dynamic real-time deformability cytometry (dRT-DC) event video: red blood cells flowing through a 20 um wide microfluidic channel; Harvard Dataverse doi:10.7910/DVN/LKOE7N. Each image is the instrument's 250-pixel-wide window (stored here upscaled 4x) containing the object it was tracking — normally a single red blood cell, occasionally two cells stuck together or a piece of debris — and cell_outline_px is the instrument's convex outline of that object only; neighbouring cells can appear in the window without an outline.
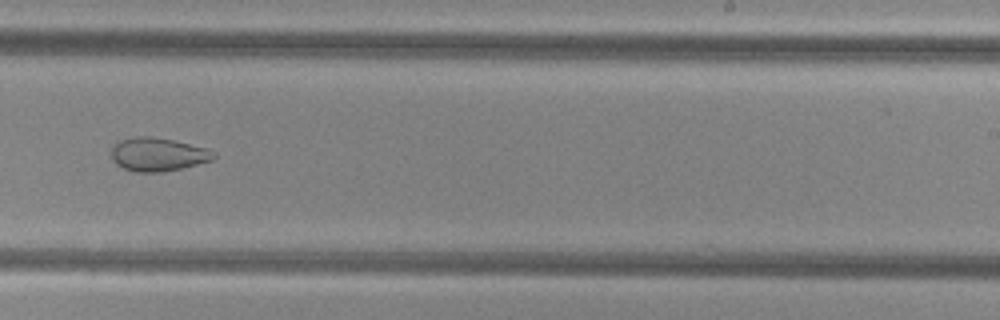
{"species": "common noctule bat (a hibernating species)", "species_latin": "Nyctalus noctula", "temperature_condition": "cold", "stored_images_in_passage": 32, "camera_frame_rate_fps": 3000, "um_per_image_px": 0.085, "animal": {"sex": "female", "body_mass_g": 29.2, "forearm_length_mm": 56.3}, "frame": {"image": 1, "passage_image": 19, "time_ms": 6.0, "image_size_px": [1000, 320], "cell_outline_px": [[216, 156], [212, 160], [180, 168], [160, 172], [136, 172], [124, 168], [116, 164], [112, 160], [112, 148], [120, 140], [136, 136], [152, 136], [172, 140], [208, 148], [216, 152]], "centroid_in_image_um": [13.43, 13.12], "position_along_channel_um": 275.6, "area_um2": 19.83}}